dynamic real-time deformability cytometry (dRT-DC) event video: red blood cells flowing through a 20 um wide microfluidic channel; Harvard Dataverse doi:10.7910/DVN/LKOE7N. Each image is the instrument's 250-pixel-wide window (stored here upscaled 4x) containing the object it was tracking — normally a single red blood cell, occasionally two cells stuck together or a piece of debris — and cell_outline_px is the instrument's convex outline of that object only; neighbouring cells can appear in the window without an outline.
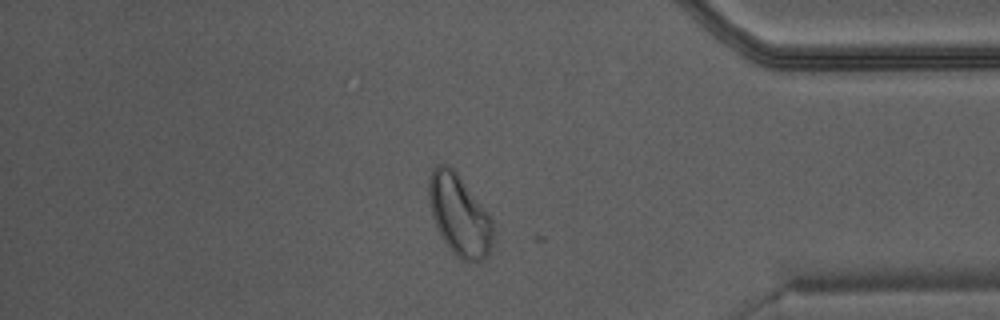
{"species": "Egyptian fruit bat (a non-hibernating species)", "species_latin": "Rousettus aegyptiacus", "temperature_condition": "warm", "stored_images_in_passage": 49, "camera_frame_rate_fps": 3000, "um_per_image_px": 0.085, "animal": {"sex": "male"}, "frame": {"image": 1, "passage_image": 42, "time_ms": 13.667, "image_size_px": [1000, 320], "cell_outline_px": [[492, 244], [488, 256], [480, 260], [460, 260], [452, 252], [444, 240], [432, 216], [428, 192], [428, 180], [432, 168], [436, 164], [448, 164], [456, 172], [488, 212], [492, 220]], "centroid_in_image_um": [39.03, 18.26], "position_along_channel_um": 396.2, "area_um2": 30.0}}